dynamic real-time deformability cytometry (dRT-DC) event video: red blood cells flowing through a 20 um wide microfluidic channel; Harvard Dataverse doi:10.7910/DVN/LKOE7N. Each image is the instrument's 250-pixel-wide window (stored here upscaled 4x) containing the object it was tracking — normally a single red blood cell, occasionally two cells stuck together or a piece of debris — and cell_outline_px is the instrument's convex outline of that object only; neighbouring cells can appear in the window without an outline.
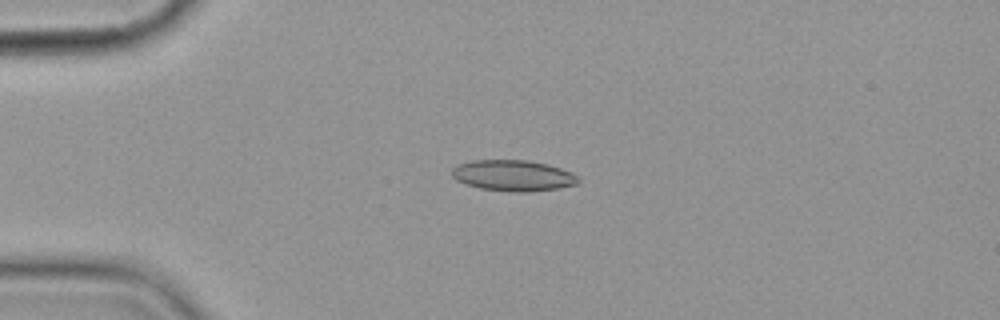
{"species": "common noctule bat (a hibernating species)", "species_latin": "Nyctalus noctula", "temperature_condition": "cold", "stored_images_in_passage": 6, "camera_frame_rate_fps": 3000, "um_per_image_px": 0.085, "animal": {"sex": "female", "body_mass_g": 19.9}, "frame": {"image": 1, "passage_image": 4, "time_ms": 3.333, "image_size_px": [1000, 320], "cell_outline_px": [[580, 180], [576, 184], [556, 188], [528, 192], [508, 192], [480, 188], [464, 184], [456, 180], [448, 172], [456, 164], [472, 160], [528, 160], [548, 164], [572, 172]], "centroid_in_image_um": [43.54, 14.91], "position_along_channel_um": 41.5, "area_um2": 23.06}}
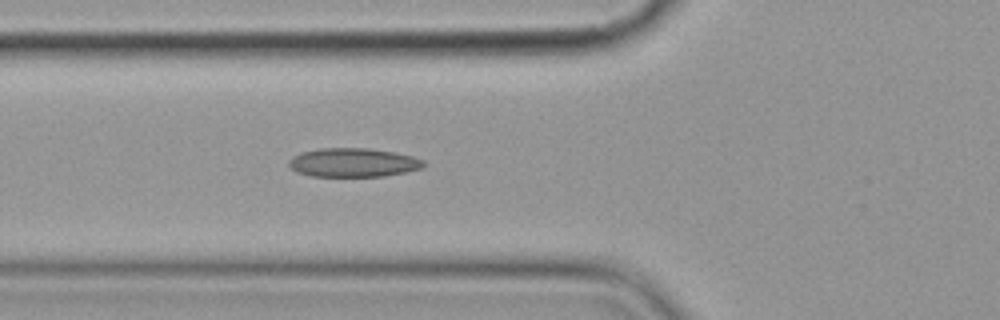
{"frame": {"image": 2, "passage_image": 6, "time_ms": 5.667, "image_size_px": [1000, 320], "cell_outline_px": [[424, 164], [420, 168], [404, 172], [384, 176], [312, 176], [296, 172], [288, 164], [288, 160], [292, 156], [300, 152], [320, 148], [368, 148], [392, 152], [412, 156], [424, 160]], "centroid_in_image_um": [29.96, 13.81], "position_along_channel_um": 95.8, "area_um2": 22.54}}